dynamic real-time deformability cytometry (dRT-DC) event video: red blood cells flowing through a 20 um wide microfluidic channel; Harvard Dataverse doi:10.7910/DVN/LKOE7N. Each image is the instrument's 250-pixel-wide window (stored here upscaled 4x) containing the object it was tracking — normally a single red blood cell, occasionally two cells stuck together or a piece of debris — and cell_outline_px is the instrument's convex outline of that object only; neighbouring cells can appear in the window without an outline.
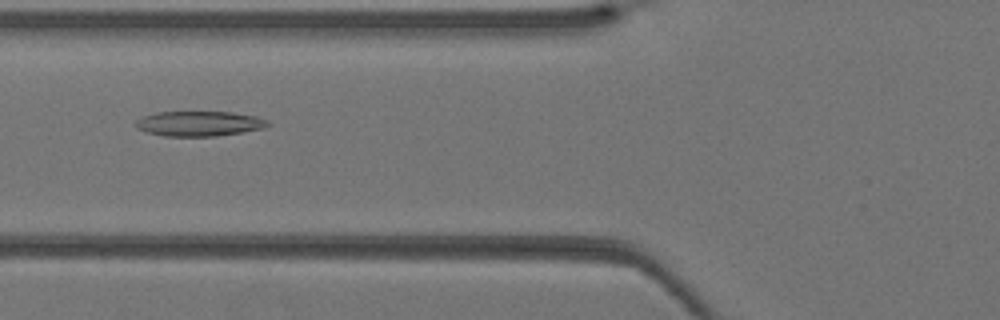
{"species": "Egyptian fruit bat (a non-hibernating species)", "species_latin": "Rousettus aegyptiacus", "temperature_condition": "warm", "stored_images_in_passage": 41, "camera_frame_rate_fps": 3000, "um_per_image_px": 0.085, "animal": {"sex": "female"}, "frame": {"image": 1, "passage_image": 16, "time_ms": 5.0, "image_size_px": [1000, 320], "cell_outline_px": [[272, 124], [260, 128], [240, 132], [216, 136], [164, 136], [148, 132], [136, 128], [136, 120], [144, 116], [156, 112], [232, 112], [256, 116], [268, 120]], "centroid_in_image_um": [16.92, 10.5], "position_along_channel_um": 108.9, "area_um2": 19.07}}
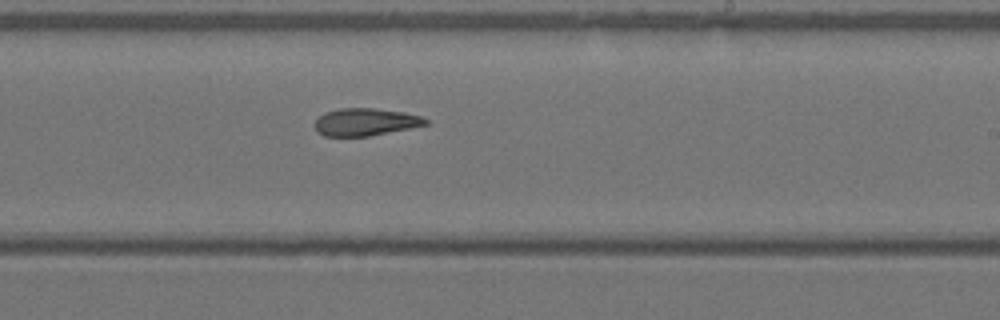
{"frame": {"image": 2, "passage_image": 25, "time_ms": 8.0, "image_size_px": [1000, 320], "cell_outline_px": [[428, 124], [368, 136], [324, 136], [316, 132], [316, 120], [324, 112], [340, 108], [372, 108], [404, 112], [420, 116], [428, 120]], "centroid_in_image_um": [31.03, 10.36], "position_along_channel_um": 258.0, "area_um2": 17.51}}
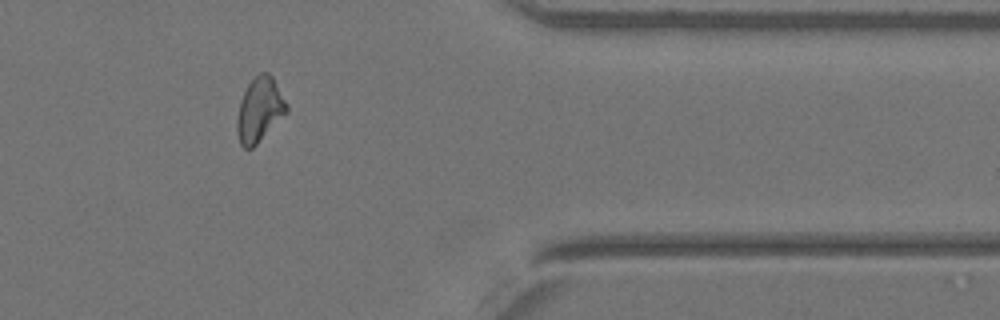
{"frame": {"image": 3, "passage_image": 34, "time_ms": 11.0, "image_size_px": [1000, 320], "cell_outline_px": [[288, 112], [252, 148], [244, 148], [240, 144], [236, 132], [236, 120], [240, 100], [248, 84], [260, 72], [268, 72], [272, 76], [288, 104]], "centroid_in_image_um": [22.06, 9.33], "position_along_channel_um": 389.3, "area_um2": 18.61}}